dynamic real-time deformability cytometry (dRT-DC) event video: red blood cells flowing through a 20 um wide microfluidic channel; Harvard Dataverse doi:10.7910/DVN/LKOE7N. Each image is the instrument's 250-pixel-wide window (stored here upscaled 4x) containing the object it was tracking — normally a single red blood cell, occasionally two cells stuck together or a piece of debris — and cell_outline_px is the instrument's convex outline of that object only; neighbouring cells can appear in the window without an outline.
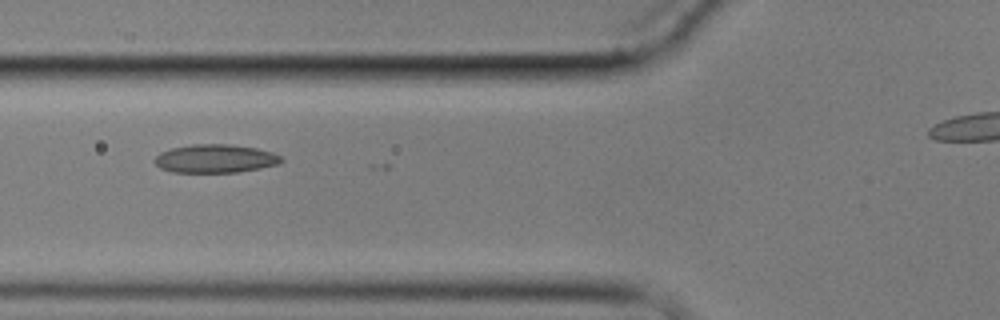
{"species": "common noctule bat (a hibernating species)", "species_latin": "Nyctalus noctula", "temperature_condition": "cold", "stored_images_in_passage": 10, "camera_frame_rate_fps": 3000, "um_per_image_px": 0.085, "animal": {"sex": "male", "body_mass_g": 17.9}, "frame": {"image": 1, "passage_image": 7, "time_ms": 7.0, "image_size_px": [1000, 320], "cell_outline_px": [[284, 160], [280, 164], [260, 168], [236, 172], [172, 172], [160, 168], [152, 160], [160, 152], [172, 148], [192, 144], [228, 144], [256, 148], [272, 152], [280, 156]], "centroid_in_image_um": [18.29, 13.48], "position_along_channel_um": 107.5, "area_um2": 20.98}}
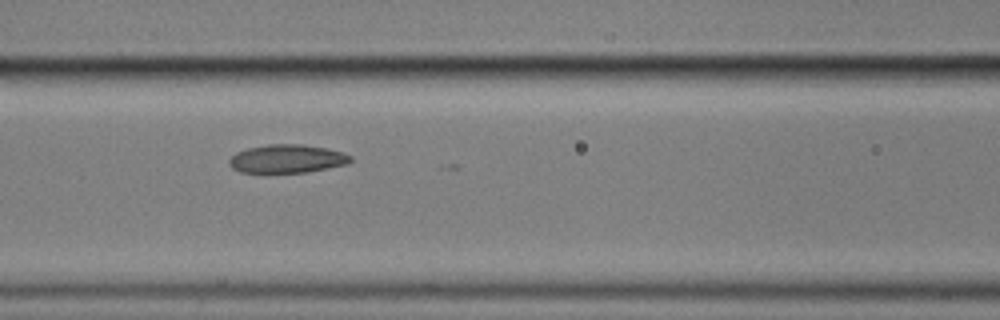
{"frame": {"image": 2, "passage_image": 8, "time_ms": 8.0, "image_size_px": [1000, 320], "cell_outline_px": [[352, 160], [348, 164], [308, 172], [240, 172], [232, 168], [228, 164], [228, 160], [236, 152], [248, 148], [268, 144], [300, 144], [324, 148], [344, 152], [352, 156]], "centroid_in_image_um": [24.4, 13.49], "position_along_channel_um": 142.2, "area_um2": 20.06}}